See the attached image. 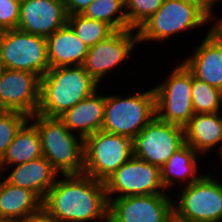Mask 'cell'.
Listing matches in <instances>:
<instances>
[{"mask_svg":"<svg viewBox=\"0 0 222 222\" xmlns=\"http://www.w3.org/2000/svg\"><path fill=\"white\" fill-rule=\"evenodd\" d=\"M100 86L82 65L49 69L41 77L40 104L37 113L59 117L92 95Z\"/></svg>","mask_w":222,"mask_h":222,"instance_id":"cell-2","label":"cell"},{"mask_svg":"<svg viewBox=\"0 0 222 222\" xmlns=\"http://www.w3.org/2000/svg\"><path fill=\"white\" fill-rule=\"evenodd\" d=\"M41 78L28 71L3 68L0 73V110L20 112L28 117L40 104Z\"/></svg>","mask_w":222,"mask_h":222,"instance_id":"cell-14","label":"cell"},{"mask_svg":"<svg viewBox=\"0 0 222 222\" xmlns=\"http://www.w3.org/2000/svg\"><path fill=\"white\" fill-rule=\"evenodd\" d=\"M176 66V67H175ZM154 85L156 117L161 121L185 127L195 114L192 105V72L180 61Z\"/></svg>","mask_w":222,"mask_h":222,"instance_id":"cell-7","label":"cell"},{"mask_svg":"<svg viewBox=\"0 0 222 222\" xmlns=\"http://www.w3.org/2000/svg\"><path fill=\"white\" fill-rule=\"evenodd\" d=\"M192 105L195 114L222 112V90L192 74Z\"/></svg>","mask_w":222,"mask_h":222,"instance_id":"cell-26","label":"cell"},{"mask_svg":"<svg viewBox=\"0 0 222 222\" xmlns=\"http://www.w3.org/2000/svg\"><path fill=\"white\" fill-rule=\"evenodd\" d=\"M211 22L200 9L187 0H163L159 10L137 29L138 44L146 41H168L188 30H197L203 25L206 27L207 23L213 25Z\"/></svg>","mask_w":222,"mask_h":222,"instance_id":"cell-6","label":"cell"},{"mask_svg":"<svg viewBox=\"0 0 222 222\" xmlns=\"http://www.w3.org/2000/svg\"><path fill=\"white\" fill-rule=\"evenodd\" d=\"M41 206L42 200L33 191L7 182L0 174V219L3 222H17Z\"/></svg>","mask_w":222,"mask_h":222,"instance_id":"cell-22","label":"cell"},{"mask_svg":"<svg viewBox=\"0 0 222 222\" xmlns=\"http://www.w3.org/2000/svg\"><path fill=\"white\" fill-rule=\"evenodd\" d=\"M0 174H5L7 182L33 191L42 201L60 175L44 156L20 165L0 168Z\"/></svg>","mask_w":222,"mask_h":222,"instance_id":"cell-17","label":"cell"},{"mask_svg":"<svg viewBox=\"0 0 222 222\" xmlns=\"http://www.w3.org/2000/svg\"><path fill=\"white\" fill-rule=\"evenodd\" d=\"M213 28L222 36V18L219 17L217 21L213 23Z\"/></svg>","mask_w":222,"mask_h":222,"instance_id":"cell-33","label":"cell"},{"mask_svg":"<svg viewBox=\"0 0 222 222\" xmlns=\"http://www.w3.org/2000/svg\"><path fill=\"white\" fill-rule=\"evenodd\" d=\"M2 69H3V67H2L1 59H0V73H1Z\"/></svg>","mask_w":222,"mask_h":222,"instance_id":"cell-34","label":"cell"},{"mask_svg":"<svg viewBox=\"0 0 222 222\" xmlns=\"http://www.w3.org/2000/svg\"><path fill=\"white\" fill-rule=\"evenodd\" d=\"M43 156L39 131L28 120L17 132L5 155L0 160V168L20 165Z\"/></svg>","mask_w":222,"mask_h":222,"instance_id":"cell-23","label":"cell"},{"mask_svg":"<svg viewBox=\"0 0 222 222\" xmlns=\"http://www.w3.org/2000/svg\"><path fill=\"white\" fill-rule=\"evenodd\" d=\"M173 193L108 199V222H173Z\"/></svg>","mask_w":222,"mask_h":222,"instance_id":"cell-13","label":"cell"},{"mask_svg":"<svg viewBox=\"0 0 222 222\" xmlns=\"http://www.w3.org/2000/svg\"><path fill=\"white\" fill-rule=\"evenodd\" d=\"M192 5H195L198 9H200L211 21H216L219 17L218 14H214L216 3L220 4V0H187ZM216 15V16H215ZM217 18V19H216Z\"/></svg>","mask_w":222,"mask_h":222,"instance_id":"cell-30","label":"cell"},{"mask_svg":"<svg viewBox=\"0 0 222 222\" xmlns=\"http://www.w3.org/2000/svg\"><path fill=\"white\" fill-rule=\"evenodd\" d=\"M163 0H125L129 29L137 30L162 5Z\"/></svg>","mask_w":222,"mask_h":222,"instance_id":"cell-28","label":"cell"},{"mask_svg":"<svg viewBox=\"0 0 222 222\" xmlns=\"http://www.w3.org/2000/svg\"><path fill=\"white\" fill-rule=\"evenodd\" d=\"M201 157L202 155L187 143H184L177 149L160 168L161 182L166 192L171 193L174 187V191L180 190L181 187L188 186L192 182L198 180L203 175L202 173L199 174L201 172L199 169L202 166L198 163L203 159V157ZM198 160H200V162Z\"/></svg>","mask_w":222,"mask_h":222,"instance_id":"cell-20","label":"cell"},{"mask_svg":"<svg viewBox=\"0 0 222 222\" xmlns=\"http://www.w3.org/2000/svg\"><path fill=\"white\" fill-rule=\"evenodd\" d=\"M100 89L58 117L73 134L83 140L102 129L105 94L99 93Z\"/></svg>","mask_w":222,"mask_h":222,"instance_id":"cell-18","label":"cell"},{"mask_svg":"<svg viewBox=\"0 0 222 222\" xmlns=\"http://www.w3.org/2000/svg\"><path fill=\"white\" fill-rule=\"evenodd\" d=\"M132 156L131 138L99 130L84 140L83 173L104 182Z\"/></svg>","mask_w":222,"mask_h":222,"instance_id":"cell-8","label":"cell"},{"mask_svg":"<svg viewBox=\"0 0 222 222\" xmlns=\"http://www.w3.org/2000/svg\"><path fill=\"white\" fill-rule=\"evenodd\" d=\"M29 120L39 131L43 156L59 174H81L84 169V140L73 134L58 117L38 113Z\"/></svg>","mask_w":222,"mask_h":222,"instance_id":"cell-3","label":"cell"},{"mask_svg":"<svg viewBox=\"0 0 222 222\" xmlns=\"http://www.w3.org/2000/svg\"><path fill=\"white\" fill-rule=\"evenodd\" d=\"M107 199L168 193L160 168L133 155L104 181Z\"/></svg>","mask_w":222,"mask_h":222,"instance_id":"cell-10","label":"cell"},{"mask_svg":"<svg viewBox=\"0 0 222 222\" xmlns=\"http://www.w3.org/2000/svg\"><path fill=\"white\" fill-rule=\"evenodd\" d=\"M206 33L183 63L193 76L222 90V36L213 25H210Z\"/></svg>","mask_w":222,"mask_h":222,"instance_id":"cell-16","label":"cell"},{"mask_svg":"<svg viewBox=\"0 0 222 222\" xmlns=\"http://www.w3.org/2000/svg\"><path fill=\"white\" fill-rule=\"evenodd\" d=\"M93 0H63L68 15L82 14Z\"/></svg>","mask_w":222,"mask_h":222,"instance_id":"cell-32","label":"cell"},{"mask_svg":"<svg viewBox=\"0 0 222 222\" xmlns=\"http://www.w3.org/2000/svg\"><path fill=\"white\" fill-rule=\"evenodd\" d=\"M17 222H57L49 212L41 206L37 211L28 214Z\"/></svg>","mask_w":222,"mask_h":222,"instance_id":"cell-31","label":"cell"},{"mask_svg":"<svg viewBox=\"0 0 222 222\" xmlns=\"http://www.w3.org/2000/svg\"><path fill=\"white\" fill-rule=\"evenodd\" d=\"M156 116L153 87L125 96L105 94L103 131L133 139Z\"/></svg>","mask_w":222,"mask_h":222,"instance_id":"cell-4","label":"cell"},{"mask_svg":"<svg viewBox=\"0 0 222 222\" xmlns=\"http://www.w3.org/2000/svg\"><path fill=\"white\" fill-rule=\"evenodd\" d=\"M139 46L138 32L135 29L115 31L107 39L89 47L83 67L101 86L102 81L118 66L130 60L134 49ZM102 83V84H101Z\"/></svg>","mask_w":222,"mask_h":222,"instance_id":"cell-11","label":"cell"},{"mask_svg":"<svg viewBox=\"0 0 222 222\" xmlns=\"http://www.w3.org/2000/svg\"><path fill=\"white\" fill-rule=\"evenodd\" d=\"M194 114L184 127L185 143L206 156L216 148L222 162V114ZM206 154V155H205Z\"/></svg>","mask_w":222,"mask_h":222,"instance_id":"cell-19","label":"cell"},{"mask_svg":"<svg viewBox=\"0 0 222 222\" xmlns=\"http://www.w3.org/2000/svg\"><path fill=\"white\" fill-rule=\"evenodd\" d=\"M42 206L57 222H108L104 182L84 173L60 174Z\"/></svg>","mask_w":222,"mask_h":222,"instance_id":"cell-1","label":"cell"},{"mask_svg":"<svg viewBox=\"0 0 222 222\" xmlns=\"http://www.w3.org/2000/svg\"><path fill=\"white\" fill-rule=\"evenodd\" d=\"M68 13L63 0H23L17 29L48 37L67 24Z\"/></svg>","mask_w":222,"mask_h":222,"instance_id":"cell-15","label":"cell"},{"mask_svg":"<svg viewBox=\"0 0 222 222\" xmlns=\"http://www.w3.org/2000/svg\"><path fill=\"white\" fill-rule=\"evenodd\" d=\"M82 15L105 22L115 31L129 29L125 0H93Z\"/></svg>","mask_w":222,"mask_h":222,"instance_id":"cell-24","label":"cell"},{"mask_svg":"<svg viewBox=\"0 0 222 222\" xmlns=\"http://www.w3.org/2000/svg\"><path fill=\"white\" fill-rule=\"evenodd\" d=\"M46 42L50 69L83 65L89 51L68 24L46 37Z\"/></svg>","mask_w":222,"mask_h":222,"instance_id":"cell-21","label":"cell"},{"mask_svg":"<svg viewBox=\"0 0 222 222\" xmlns=\"http://www.w3.org/2000/svg\"><path fill=\"white\" fill-rule=\"evenodd\" d=\"M29 120L23 113L0 110V160L20 128Z\"/></svg>","mask_w":222,"mask_h":222,"instance_id":"cell-27","label":"cell"},{"mask_svg":"<svg viewBox=\"0 0 222 222\" xmlns=\"http://www.w3.org/2000/svg\"><path fill=\"white\" fill-rule=\"evenodd\" d=\"M185 143L184 128L156 116L132 139L133 155L161 168Z\"/></svg>","mask_w":222,"mask_h":222,"instance_id":"cell-12","label":"cell"},{"mask_svg":"<svg viewBox=\"0 0 222 222\" xmlns=\"http://www.w3.org/2000/svg\"><path fill=\"white\" fill-rule=\"evenodd\" d=\"M173 199L176 222H222V181L211 174L203 175L182 187Z\"/></svg>","mask_w":222,"mask_h":222,"instance_id":"cell-5","label":"cell"},{"mask_svg":"<svg viewBox=\"0 0 222 222\" xmlns=\"http://www.w3.org/2000/svg\"><path fill=\"white\" fill-rule=\"evenodd\" d=\"M20 14V1L0 2V32L17 29Z\"/></svg>","mask_w":222,"mask_h":222,"instance_id":"cell-29","label":"cell"},{"mask_svg":"<svg viewBox=\"0 0 222 222\" xmlns=\"http://www.w3.org/2000/svg\"><path fill=\"white\" fill-rule=\"evenodd\" d=\"M67 24L76 36L88 47L107 39L115 30L105 22L84 17L82 14L68 15Z\"/></svg>","mask_w":222,"mask_h":222,"instance_id":"cell-25","label":"cell"},{"mask_svg":"<svg viewBox=\"0 0 222 222\" xmlns=\"http://www.w3.org/2000/svg\"><path fill=\"white\" fill-rule=\"evenodd\" d=\"M0 59L5 69L32 72L40 78L50 69L46 37L18 29L0 32Z\"/></svg>","mask_w":222,"mask_h":222,"instance_id":"cell-9","label":"cell"}]
</instances>
